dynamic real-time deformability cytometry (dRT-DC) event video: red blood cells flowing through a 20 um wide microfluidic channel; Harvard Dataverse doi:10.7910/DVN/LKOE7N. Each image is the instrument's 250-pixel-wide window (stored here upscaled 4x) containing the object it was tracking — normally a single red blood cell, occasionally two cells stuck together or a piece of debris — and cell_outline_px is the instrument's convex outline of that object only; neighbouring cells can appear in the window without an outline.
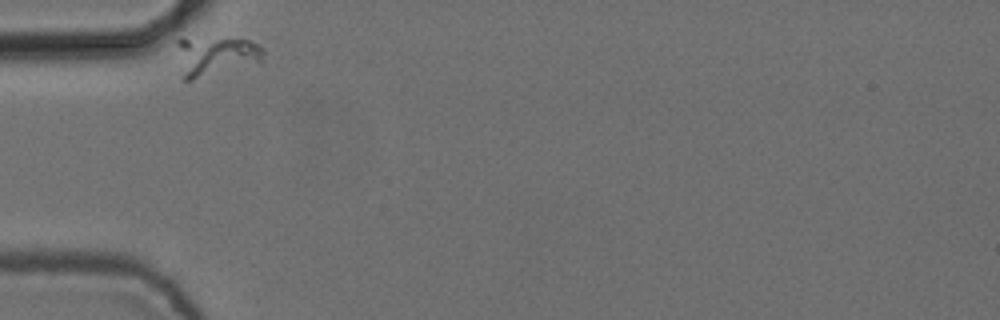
{"species": "common noctule bat (a hibernating species)", "species_latin": "Nyctalus noctula", "temperature_condition": "cold", "stored_images_in_passage": 2, "camera_frame_rate_fps": 3000, "um_per_image_px": 0.085, "animal": {"sex": "female", "body_mass_g": 24.6, "forearm_length_mm": 56.2}, "frame": {"image": 1, "passage_image": 1, "time_ms": 0.0, "image_size_px": [1000, 320], "cell_outline_px": [[264, 52], [260, 60], [192, 80], [184, 80], [176, 44], [176, 40], [180, 36], [184, 36], [248, 40], [264, 48]], "centroid_in_image_um": [18.22, 4.69], "position_along_channel_um": 66.8, "area_um2": 19.42}}
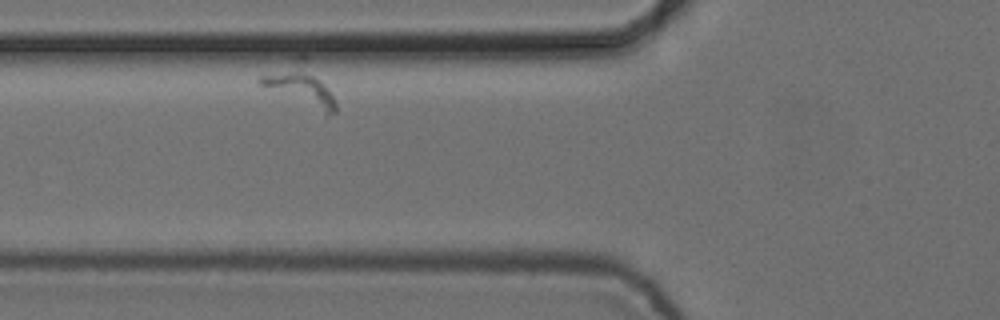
{"frame": {"image": 2, "passage_image": 2, "time_ms": 0.333, "image_size_px": [1000, 320], "cell_outline_px": [[336, 112], [328, 116], [324, 116], [260, 84], [260, 76], [300, 52], [304, 52], [308, 56], [328, 88], [336, 104]], "centroid_in_image_um": [25.57, 7.17], "position_along_channel_um": 100.2, "area_um2": 18.67}}